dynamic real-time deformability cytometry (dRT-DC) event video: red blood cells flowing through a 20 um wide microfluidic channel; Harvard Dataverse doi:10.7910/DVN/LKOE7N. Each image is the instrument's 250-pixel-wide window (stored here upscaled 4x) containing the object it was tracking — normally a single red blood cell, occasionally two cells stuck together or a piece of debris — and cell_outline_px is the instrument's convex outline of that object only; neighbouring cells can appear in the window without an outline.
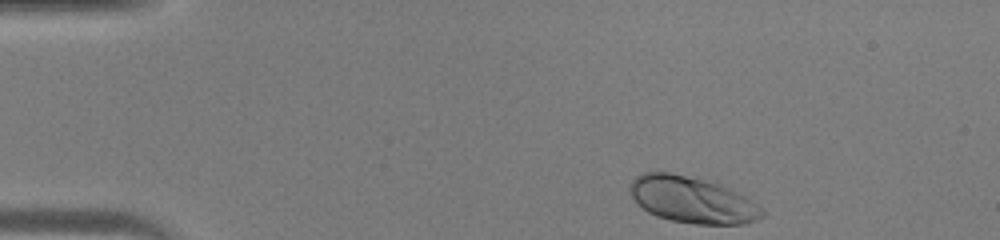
{"species": "human", "species_latin": "Homo sapiens", "temperature_condition": "warm", "stored_images_in_passage": 35, "camera_frame_rate_fps": 3000, "um_per_image_px": 0.085, "donor": {"sex": "male"}, "frame": {"image": 1, "passage_image": 1, "time_ms": 0.0, "image_size_px": [1000, 240], "cell_outline_px": [[764, 216], [756, 220], [744, 224], [696, 224], [672, 220], [656, 216], [648, 212], [632, 196], [628, 188], [628, 184], [636, 176], [644, 172], [672, 172], [708, 176], [732, 188], [756, 204], [764, 212]], "centroid_in_image_um": [58.85, 16.92], "position_along_channel_um": 26.1, "area_um2": 36.65}}
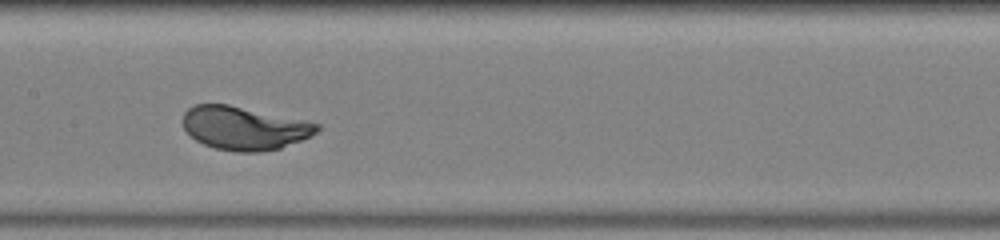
{"frame": {"image": 2, "passage_image": 17, "time_ms": 5.333, "image_size_px": [1000, 240], "cell_outline_px": [[320, 128], [312, 136], [280, 148], [260, 152], [236, 152], [216, 148], [204, 144], [196, 140], [184, 128], [184, 112], [188, 108], [196, 104], [228, 104], [304, 120], [320, 124]], "centroid_in_image_um": [20.78, 10.89], "position_along_channel_um": 186.6, "area_um2": 33.7}}
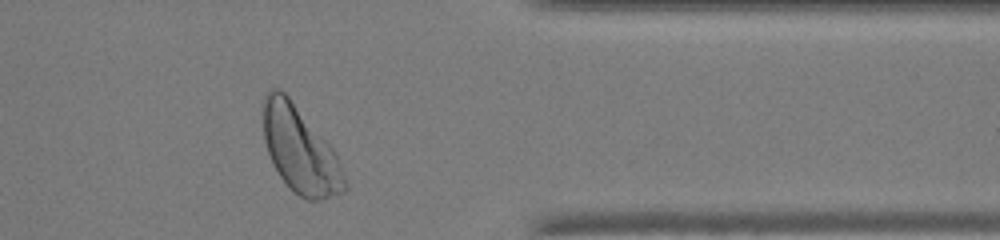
{"frame": {"image": 3, "passage_image": 31, "time_ms": 10.0, "image_size_px": [1000, 240], "cell_outline_px": [[348, 188], [344, 192], [324, 200], [308, 200], [300, 196], [280, 176], [268, 152], [264, 140], [264, 96], [272, 88], [280, 88], [288, 96], [336, 152], [344, 172], [348, 184]], "centroid_in_image_um": [25.55, 12.77], "position_along_channel_um": 385.8, "area_um2": 40.46}}